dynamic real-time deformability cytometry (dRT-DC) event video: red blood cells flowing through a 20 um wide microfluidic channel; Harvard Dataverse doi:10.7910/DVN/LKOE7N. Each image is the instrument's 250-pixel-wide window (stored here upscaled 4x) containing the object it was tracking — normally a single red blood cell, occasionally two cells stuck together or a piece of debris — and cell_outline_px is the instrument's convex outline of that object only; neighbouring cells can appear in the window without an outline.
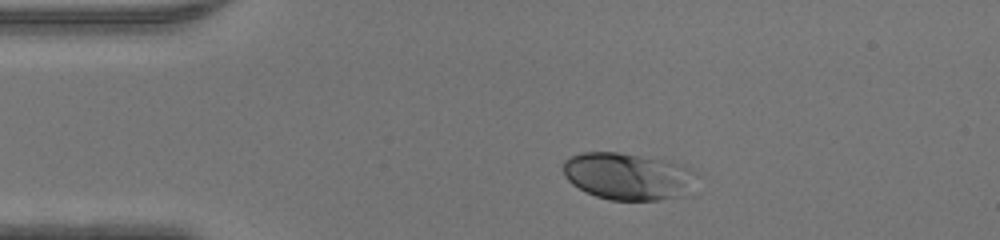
{"species": "human", "species_latin": "Homo sapiens", "temperature_condition": "warm", "stored_images_in_passage": 39, "camera_frame_rate_fps": 3000, "um_per_image_px": 0.085, "donor": {"sex": "male"}, "frame": {"image": 1, "passage_image": 1, "time_ms": 0.0, "image_size_px": [1000, 240], "cell_outline_px": [[696, 172], [692, 196], [660, 200], [608, 200], [596, 196], [572, 184], [564, 176], [564, 160], [572, 156], [584, 152], [616, 152], [668, 160], [684, 164], [696, 168]], "centroid_in_image_um": [53.51, 15.0], "position_along_channel_um": 31.5, "area_um2": 37.4}}
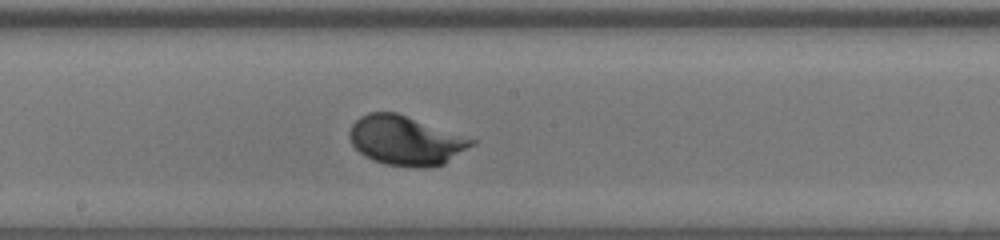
{"frame": {"image": 2, "passage_image": 17, "time_ms": 5.333, "image_size_px": [1000, 240], "cell_outline_px": [[476, 144], [444, 164], [428, 168], [412, 168], [384, 164], [372, 160], [364, 156], [352, 144], [348, 136], [348, 132], [352, 124], [360, 116], [368, 112], [396, 112], [476, 140]], "centroid_in_image_um": [34.47, 11.96], "position_along_channel_um": 213.7, "area_um2": 35.32}}
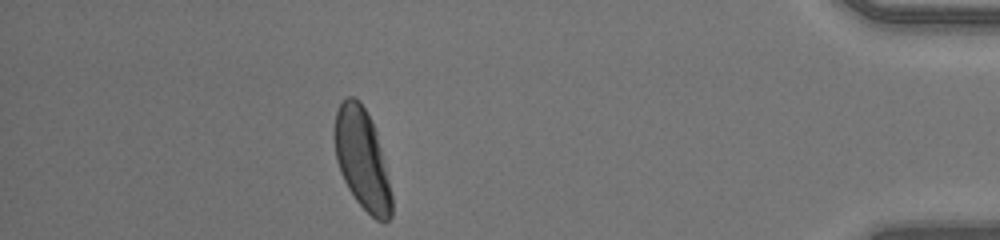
{"frame": {"image": 3, "passage_image": 34, "time_ms": 11.0, "image_size_px": [1000, 240], "cell_outline_px": [[392, 216], [384, 224], [376, 220], [356, 200], [348, 188], [340, 172], [336, 160], [332, 136], [336, 112], [340, 104], [348, 96], [352, 96], [360, 100], [376, 132], [392, 196]], "centroid_in_image_um": [30.74, 13.54], "position_along_channel_um": 404.5, "area_um2": 33.29}}